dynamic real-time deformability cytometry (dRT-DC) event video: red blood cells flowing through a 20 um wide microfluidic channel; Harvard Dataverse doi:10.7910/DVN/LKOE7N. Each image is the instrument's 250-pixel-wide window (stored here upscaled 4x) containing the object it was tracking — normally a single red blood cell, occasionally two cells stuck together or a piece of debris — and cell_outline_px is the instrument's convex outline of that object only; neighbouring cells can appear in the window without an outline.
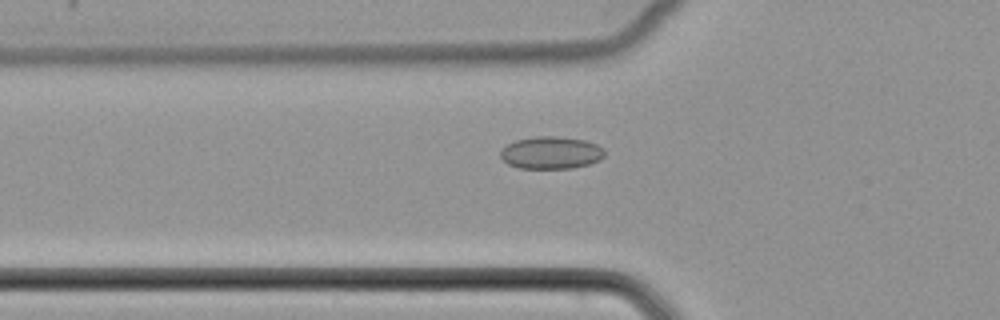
{"species": "common noctule bat (a hibernating species)", "species_latin": "Nyctalus noctula", "temperature_condition": "cold", "stored_images_in_passage": 37, "camera_frame_rate_fps": 3000, "um_per_image_px": 0.085, "animal": {"sex": "female", "body_mass_g": 22.7, "forearm_length_mm": 54.2}, "frame": {"image": 1, "passage_image": 4, "time_ms": 1.0, "image_size_px": [1000, 320], "cell_outline_px": [[604, 156], [600, 160], [588, 164], [572, 168], [520, 168], [508, 164], [500, 156], [500, 152], [508, 144], [516, 140], [536, 136], [556, 136], [584, 140], [596, 144], [604, 148]], "centroid_in_image_um": [46.85, 12.98], "position_along_channel_um": 78.9, "area_um2": 19.54}}
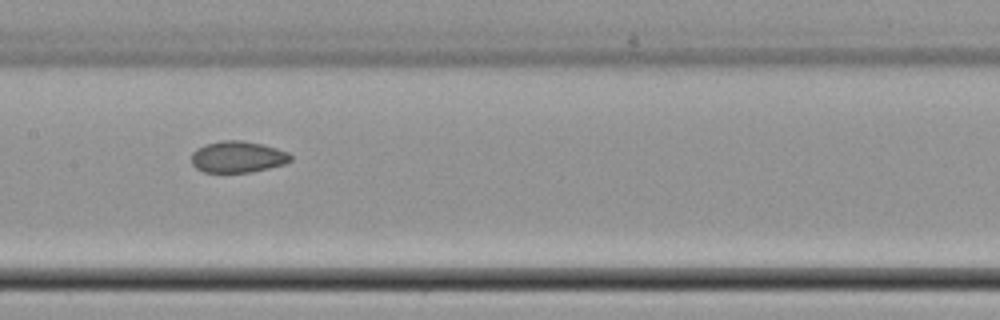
{"frame": {"image": 2, "passage_image": 12, "time_ms": 3.667, "image_size_px": [1000, 320], "cell_outline_px": [[292, 160], [284, 164], [252, 172], [204, 172], [196, 168], [192, 164], [192, 152], [196, 148], [204, 144], [224, 140], [240, 140], [260, 144], [276, 148], [288, 152], [292, 156]], "centroid_in_image_um": [20.19, 13.33], "position_along_channel_um": 187.2, "area_um2": 18.15}}
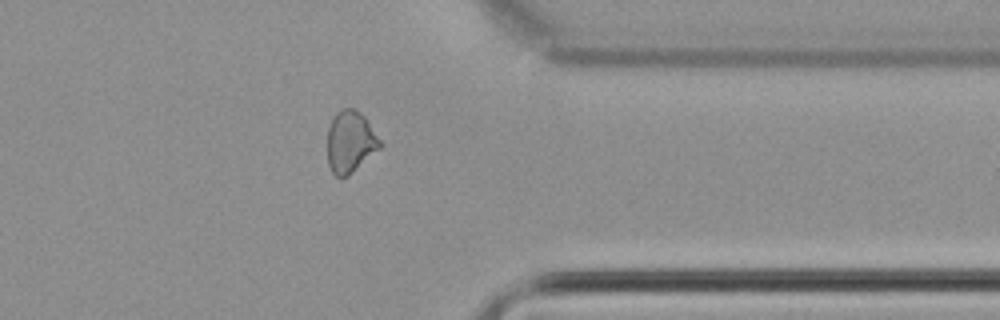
{"frame": {"image": 3, "passage_image": 27, "time_ms": 8.667, "image_size_px": [1000, 320], "cell_outline_px": [[384, 144], [380, 148], [348, 176], [340, 180], [332, 172], [328, 164], [328, 128], [332, 116], [336, 112], [344, 108], [352, 108], [360, 112], [364, 116]], "centroid_in_image_um": [29.77, 12.06], "position_along_channel_um": 381.6, "area_um2": 19.13}}